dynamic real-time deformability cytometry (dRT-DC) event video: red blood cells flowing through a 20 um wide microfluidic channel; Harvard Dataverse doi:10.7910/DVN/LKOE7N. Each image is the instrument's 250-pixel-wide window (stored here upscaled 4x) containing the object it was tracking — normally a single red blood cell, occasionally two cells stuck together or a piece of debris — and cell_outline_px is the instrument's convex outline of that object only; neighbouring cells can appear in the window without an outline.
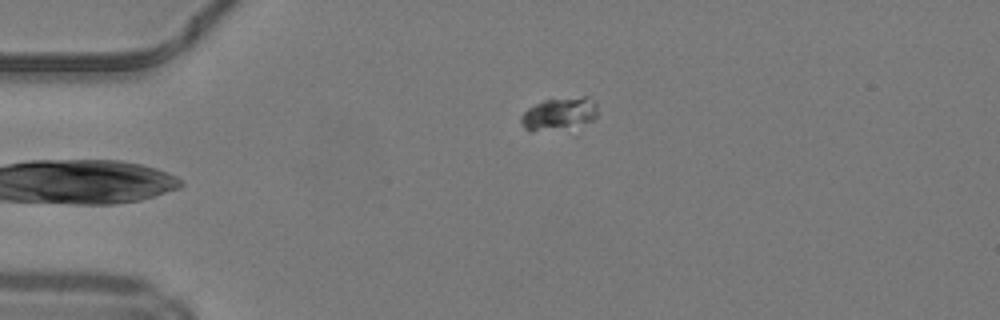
{"species": "common noctule bat (a hibernating species)", "species_latin": "Nyctalus noctula", "temperature_condition": "warm", "stored_images_in_passage": 34, "camera_frame_rate_fps": 3000, "um_per_image_px": 0.085, "animal": {"sex": "male", "body_mass_g": 19.2, "forearm_length_mm": 51.8}, "frame": {"image": 1, "passage_image": 1, "time_ms": 0.0, "image_size_px": [1000, 320], "cell_outline_px": [[596, 116], [592, 120], [532, 132], [524, 128], [520, 120], [520, 116], [528, 108], [544, 100], [584, 96], [588, 96], [596, 100]], "centroid_in_image_um": [47.5, 9.61], "position_along_channel_um": 37.5, "area_um2": 13.87}}
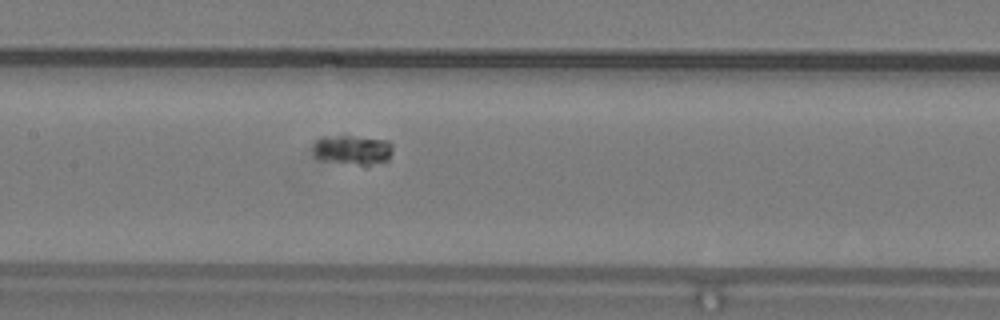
{"frame": {"image": 2, "passage_image": 14, "time_ms": 4.333, "image_size_px": [1000, 320], "cell_outline_px": [[392, 152], [388, 160], [368, 168], [364, 168], [320, 160], [312, 152], [312, 140], [320, 136], [352, 136], [388, 140], [392, 144]], "centroid_in_image_um": [29.93, 12.79], "position_along_channel_um": 177.5, "area_um2": 14.8}}
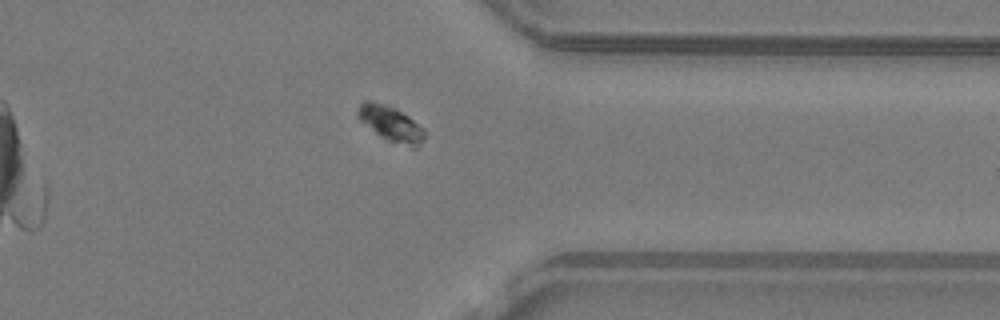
{"frame": {"image": 3, "passage_image": 29, "time_ms": 9.333, "image_size_px": [1000, 320], "cell_outline_px": [[428, 132], [424, 140], [416, 148], [412, 148], [388, 140], [380, 136], [360, 120], [356, 116], [356, 112], [360, 104], [364, 100], [368, 100], [396, 108], [408, 116], [424, 128]], "centroid_in_image_um": [33.26, 10.53], "position_along_channel_um": 378.1, "area_um2": 13.81}, "authors_computed_cell_mechanics": {"area_um2": 14.3633, "velocity_mm_per_s": 4.1304, "shape_relaxation_time_tau1_ms": 0.0454, "shape_relaxation_time_tau2_ms": null, "deformation_change_tau1": 0.0255, "deformation_change_tau2": null}}